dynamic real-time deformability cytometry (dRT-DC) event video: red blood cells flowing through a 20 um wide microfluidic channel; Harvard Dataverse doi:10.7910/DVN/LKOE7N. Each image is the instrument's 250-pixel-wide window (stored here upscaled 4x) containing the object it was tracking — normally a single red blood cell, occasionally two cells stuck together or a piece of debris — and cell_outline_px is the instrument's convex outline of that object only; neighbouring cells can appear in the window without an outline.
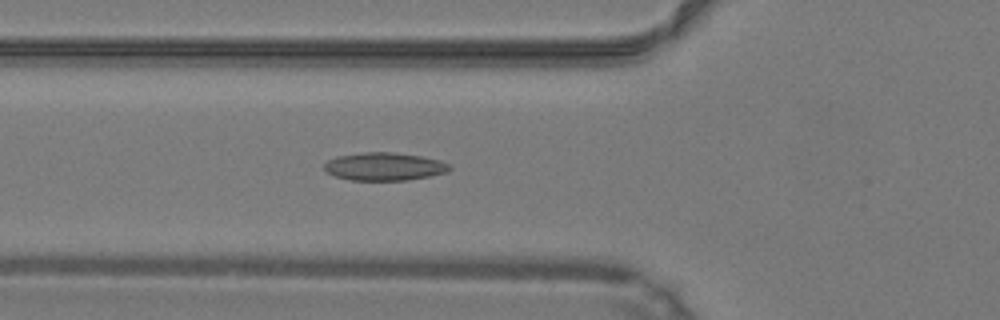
{"species": "common noctule bat (a hibernating species)", "species_latin": "Nyctalus noctula", "temperature_condition": "warm", "stored_images_in_passage": 44, "camera_frame_rate_fps": 3000, "um_per_image_px": 0.085, "animal": {"sex": "male", "body_mass_g": 19.2, "forearm_length_mm": 51.8}, "frame": {"image": 1, "passage_image": 13, "time_ms": 4.0, "image_size_px": [1000, 320], "cell_outline_px": [[452, 168], [448, 172], [408, 180], [352, 180], [336, 176], [328, 172], [324, 168], [324, 164], [328, 160], [336, 156], [364, 152], [392, 152], [420, 156], [440, 160], [452, 164]], "centroid_in_image_um": [32.71, 14.15], "position_along_channel_um": 93.1, "area_um2": 20.4}}
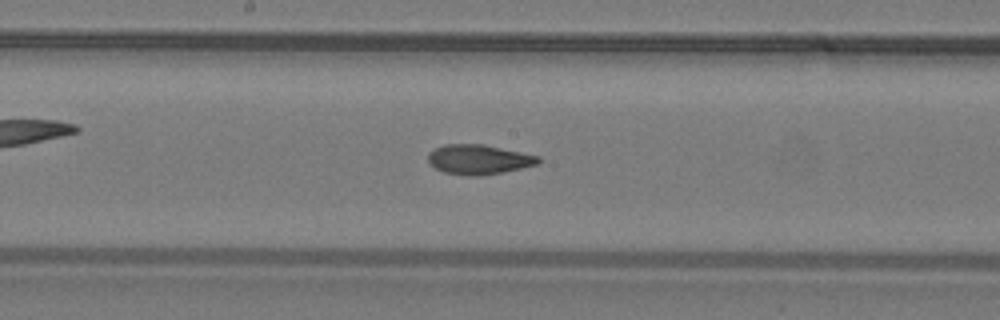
{"frame": {"image": 2, "passage_image": 21, "time_ms": 6.667, "image_size_px": [1000, 320], "cell_outline_px": [[540, 160], [536, 164], [520, 168], [500, 172], [476, 176], [468, 176], [444, 172], [428, 164], [428, 152], [444, 144], [484, 144], [540, 156]], "centroid_in_image_um": [40.65, 13.54], "position_along_channel_um": 207.6, "area_um2": 18.96}}
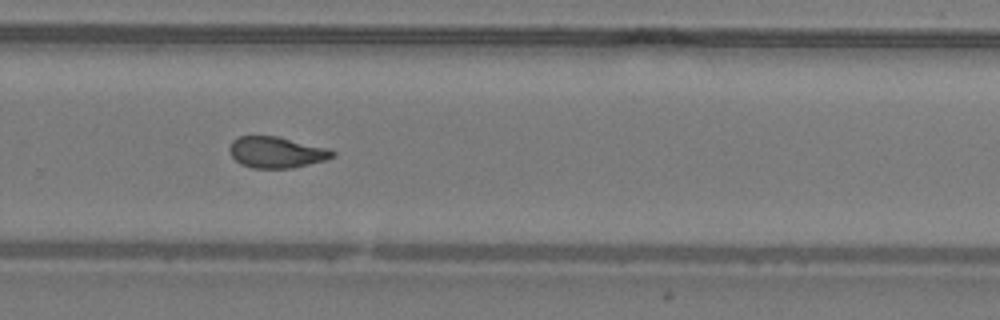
{"frame": {"image": 3, "passage_image": 28, "time_ms": 9.0, "image_size_px": [1000, 320], "cell_outline_px": [[336, 156], [324, 160], [292, 168], [252, 168], [240, 164], [232, 156], [228, 148], [232, 140], [240, 136], [280, 136], [328, 148], [336, 152]], "centroid_in_image_um": [23.5, 12.93], "position_along_channel_um": 306.3, "area_um2": 18.84}, "authors_computed_cell_mechanics": {"area_um2": 19.363, "velocity_mm_per_s": 4.2535, "shape_relaxation_time_tau1_ms": null, "shape_relaxation_time_tau2_ms": 2.7989, "deformation_change_tau1": null, "deformation_change_tau2": 0.0857}}